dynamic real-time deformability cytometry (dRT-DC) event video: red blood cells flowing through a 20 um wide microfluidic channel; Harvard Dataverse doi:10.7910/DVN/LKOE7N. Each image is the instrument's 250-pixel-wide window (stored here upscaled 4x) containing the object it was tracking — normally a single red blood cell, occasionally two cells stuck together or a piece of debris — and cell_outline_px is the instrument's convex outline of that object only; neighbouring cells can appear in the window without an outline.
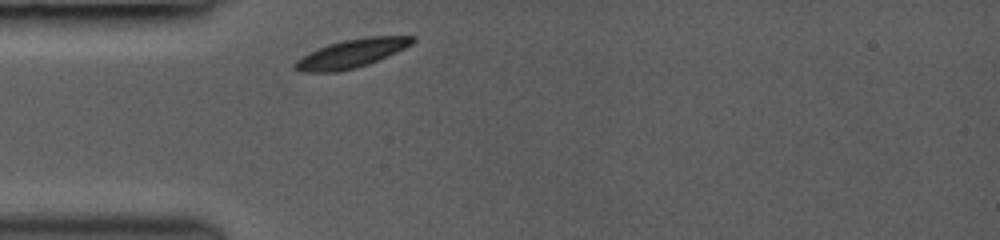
{"species": "common noctule bat (a hibernating species)", "species_latin": "Nyctalus noctula", "temperature_condition": "room temperature", "stored_images_in_passage": 18, "camera_frame_rate_fps": 3000, "um_per_image_px": 0.085, "animal": {"sex": "female", "body_mass_g": 19.0, "forearm_length_mm": 53.3}, "frame": {"image": 1, "passage_image": 1, "time_ms": 0.0, "image_size_px": [1000, 240], "cell_outline_px": [[416, 40], [412, 44], [404, 48], [368, 64], [356, 68], [340, 72], [300, 72], [292, 68], [292, 64], [296, 60], [328, 44], [344, 40], [368, 36], [416, 36]], "centroid_in_image_um": [29.86, 4.55], "position_along_channel_um": 55.1, "area_um2": 19.36}}
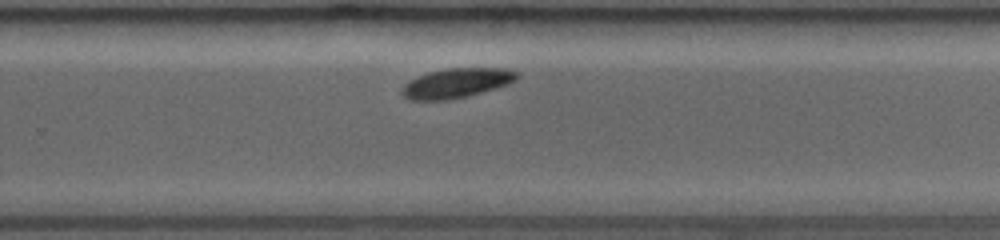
{"frame": {"image": 2, "passage_image": 12, "time_ms": 6.0, "image_size_px": [1000, 240], "cell_outline_px": [[520, 76], [516, 80], [508, 84], [480, 92], [448, 100], [408, 100], [400, 92], [400, 88], [404, 84], [428, 72], [444, 68], [504, 68], [520, 72]], "centroid_in_image_um": [38.8, 7.05], "position_along_channel_um": 291.0, "area_um2": 19.77}}
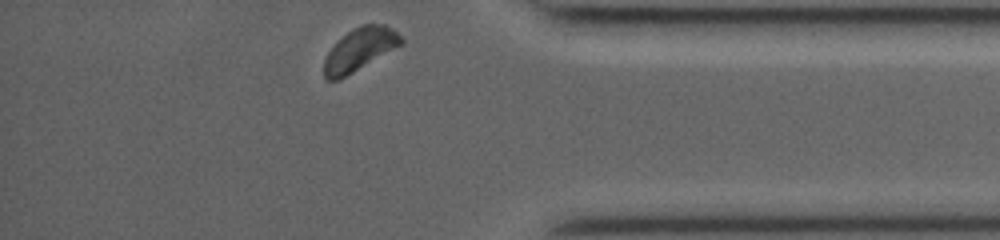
{"frame": {"image": 3, "passage_image": 18, "time_ms": 9.0, "image_size_px": [1000, 240], "cell_outline_px": [[404, 44], [352, 72], [336, 80], [324, 80], [324, 60], [328, 52], [352, 28], [364, 24], [384, 24], [392, 28], [404, 40]], "centroid_in_image_um": [30.6, 4.19], "position_along_channel_um": 404.6, "area_um2": 18.79}, "authors_computed_cell_mechanics": {"area_um2": 19.8543, "velocity_mm_per_s": 4.0256, "shape_relaxation_time_tau1_ms": 0.637, "shape_relaxation_time_tau2_ms": null, "deformation_change_tau1": 0.0402, "deformation_change_tau2": null}}